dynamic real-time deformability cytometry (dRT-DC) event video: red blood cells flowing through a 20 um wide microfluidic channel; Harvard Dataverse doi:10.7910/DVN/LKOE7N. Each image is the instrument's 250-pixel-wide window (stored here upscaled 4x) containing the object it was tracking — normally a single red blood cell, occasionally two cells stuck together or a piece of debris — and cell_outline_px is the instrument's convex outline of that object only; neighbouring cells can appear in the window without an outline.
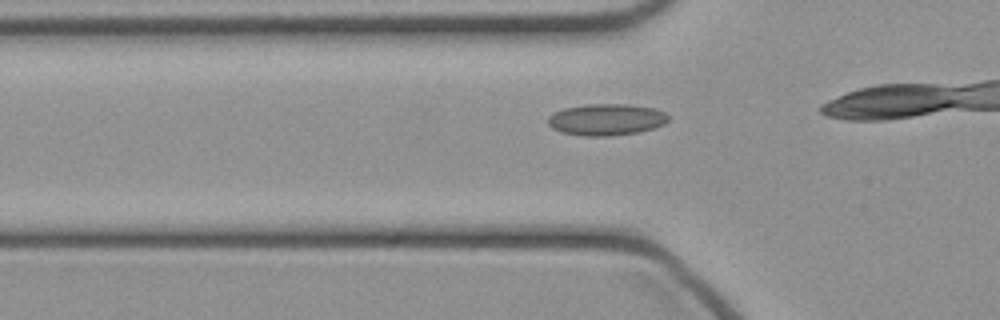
{"species": "common noctule bat (a hibernating species)", "species_latin": "Nyctalus noctula", "temperature_condition": "cold", "stored_images_in_passage": 11, "camera_frame_rate_fps": 3000, "um_per_image_px": 0.085, "animal": {"sex": "female", "body_mass_g": 21.9}, "frame": {"image": 1, "passage_image": 7, "time_ms": 2.0, "image_size_px": [1000, 320], "cell_outline_px": [[668, 120], [664, 124], [652, 128], [636, 132], [612, 136], [584, 136], [560, 132], [552, 128], [548, 124], [548, 116], [564, 108], [588, 104], [624, 104], [652, 108], [664, 112], [668, 116]], "centroid_in_image_um": [51.5, 10.17], "position_along_channel_um": 74.3, "area_um2": 21.96}}
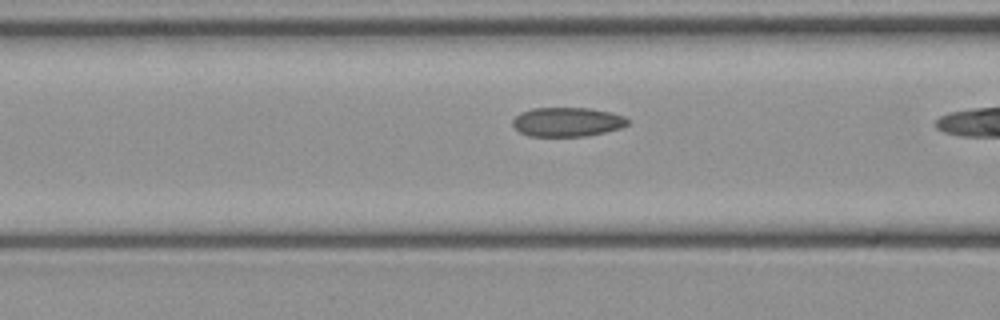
{"frame": {"image": 2, "passage_image": 10, "time_ms": 3.0, "image_size_px": [1000, 320], "cell_outline_px": [[628, 124], [620, 128], [604, 132], [584, 136], [528, 136], [520, 132], [512, 124], [512, 120], [520, 112], [532, 108], [588, 108], [608, 112], [624, 116], [628, 120]], "centroid_in_image_um": [48.18, 10.36], "position_along_channel_um": 118.4, "area_um2": 19.42}}